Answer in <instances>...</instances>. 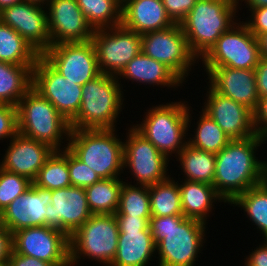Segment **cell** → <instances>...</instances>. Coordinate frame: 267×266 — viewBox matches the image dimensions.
Returning a JSON list of instances; mask_svg holds the SVG:
<instances>
[{
  "mask_svg": "<svg viewBox=\"0 0 267 266\" xmlns=\"http://www.w3.org/2000/svg\"><path fill=\"white\" fill-rule=\"evenodd\" d=\"M266 140L257 134L231 140L216 155L213 186L217 194L230 204L238 195L266 180V160L256 157ZM257 151V152H256Z\"/></svg>",
  "mask_w": 267,
  "mask_h": 266,
  "instance_id": "1",
  "label": "cell"
},
{
  "mask_svg": "<svg viewBox=\"0 0 267 266\" xmlns=\"http://www.w3.org/2000/svg\"><path fill=\"white\" fill-rule=\"evenodd\" d=\"M149 228L158 266H195L205 246L206 223L184 216H160L150 218Z\"/></svg>",
  "mask_w": 267,
  "mask_h": 266,
  "instance_id": "2",
  "label": "cell"
},
{
  "mask_svg": "<svg viewBox=\"0 0 267 266\" xmlns=\"http://www.w3.org/2000/svg\"><path fill=\"white\" fill-rule=\"evenodd\" d=\"M187 102L180 99L152 106L144 112L141 124H131L169 160L173 154L176 158L188 143L193 113Z\"/></svg>",
  "mask_w": 267,
  "mask_h": 266,
  "instance_id": "3",
  "label": "cell"
},
{
  "mask_svg": "<svg viewBox=\"0 0 267 266\" xmlns=\"http://www.w3.org/2000/svg\"><path fill=\"white\" fill-rule=\"evenodd\" d=\"M123 84L117 76L101 73L82 86L81 104L69 121L71 129H116L125 106ZM124 105V106H123Z\"/></svg>",
  "mask_w": 267,
  "mask_h": 266,
  "instance_id": "4",
  "label": "cell"
},
{
  "mask_svg": "<svg viewBox=\"0 0 267 266\" xmlns=\"http://www.w3.org/2000/svg\"><path fill=\"white\" fill-rule=\"evenodd\" d=\"M238 12L234 0H197L180 25L188 47L198 61L239 21L240 18L236 19Z\"/></svg>",
  "mask_w": 267,
  "mask_h": 266,
  "instance_id": "5",
  "label": "cell"
},
{
  "mask_svg": "<svg viewBox=\"0 0 267 266\" xmlns=\"http://www.w3.org/2000/svg\"><path fill=\"white\" fill-rule=\"evenodd\" d=\"M122 140L117 129H71L68 149L101 179L120 178L125 170Z\"/></svg>",
  "mask_w": 267,
  "mask_h": 266,
  "instance_id": "6",
  "label": "cell"
},
{
  "mask_svg": "<svg viewBox=\"0 0 267 266\" xmlns=\"http://www.w3.org/2000/svg\"><path fill=\"white\" fill-rule=\"evenodd\" d=\"M16 107L18 133L46 143L55 150L68 148L71 131L69 121L33 87L19 100Z\"/></svg>",
  "mask_w": 267,
  "mask_h": 266,
  "instance_id": "7",
  "label": "cell"
},
{
  "mask_svg": "<svg viewBox=\"0 0 267 266\" xmlns=\"http://www.w3.org/2000/svg\"><path fill=\"white\" fill-rule=\"evenodd\" d=\"M118 239L119 227L114 214H92L69 236L71 266L78 265L81 258L110 266L117 252Z\"/></svg>",
  "mask_w": 267,
  "mask_h": 266,
  "instance_id": "8",
  "label": "cell"
},
{
  "mask_svg": "<svg viewBox=\"0 0 267 266\" xmlns=\"http://www.w3.org/2000/svg\"><path fill=\"white\" fill-rule=\"evenodd\" d=\"M260 59L258 38L249 31L244 21H239L217 39L200 62L203 67L255 69Z\"/></svg>",
  "mask_w": 267,
  "mask_h": 266,
  "instance_id": "9",
  "label": "cell"
},
{
  "mask_svg": "<svg viewBox=\"0 0 267 266\" xmlns=\"http://www.w3.org/2000/svg\"><path fill=\"white\" fill-rule=\"evenodd\" d=\"M141 52L170 68L183 82L199 63L191 53L180 24L141 35Z\"/></svg>",
  "mask_w": 267,
  "mask_h": 266,
  "instance_id": "10",
  "label": "cell"
},
{
  "mask_svg": "<svg viewBox=\"0 0 267 266\" xmlns=\"http://www.w3.org/2000/svg\"><path fill=\"white\" fill-rule=\"evenodd\" d=\"M123 140L124 169H129L137 185L152 186L168 179L170 160L132 125Z\"/></svg>",
  "mask_w": 267,
  "mask_h": 266,
  "instance_id": "11",
  "label": "cell"
},
{
  "mask_svg": "<svg viewBox=\"0 0 267 266\" xmlns=\"http://www.w3.org/2000/svg\"><path fill=\"white\" fill-rule=\"evenodd\" d=\"M95 47L100 73L118 76L141 52V35L122 24L94 30L91 39Z\"/></svg>",
  "mask_w": 267,
  "mask_h": 266,
  "instance_id": "12",
  "label": "cell"
},
{
  "mask_svg": "<svg viewBox=\"0 0 267 266\" xmlns=\"http://www.w3.org/2000/svg\"><path fill=\"white\" fill-rule=\"evenodd\" d=\"M13 251L53 266H71L69 236L53 227L35 226L14 232Z\"/></svg>",
  "mask_w": 267,
  "mask_h": 266,
  "instance_id": "13",
  "label": "cell"
},
{
  "mask_svg": "<svg viewBox=\"0 0 267 266\" xmlns=\"http://www.w3.org/2000/svg\"><path fill=\"white\" fill-rule=\"evenodd\" d=\"M41 56L64 78L81 86L101 74L91 40L51 45Z\"/></svg>",
  "mask_w": 267,
  "mask_h": 266,
  "instance_id": "14",
  "label": "cell"
},
{
  "mask_svg": "<svg viewBox=\"0 0 267 266\" xmlns=\"http://www.w3.org/2000/svg\"><path fill=\"white\" fill-rule=\"evenodd\" d=\"M32 87L50 101L68 121L78 112L82 86L64 78L42 56L32 69Z\"/></svg>",
  "mask_w": 267,
  "mask_h": 266,
  "instance_id": "15",
  "label": "cell"
},
{
  "mask_svg": "<svg viewBox=\"0 0 267 266\" xmlns=\"http://www.w3.org/2000/svg\"><path fill=\"white\" fill-rule=\"evenodd\" d=\"M51 198L46 207L45 226L71 236L92 216L84 188L70 186L52 190Z\"/></svg>",
  "mask_w": 267,
  "mask_h": 266,
  "instance_id": "16",
  "label": "cell"
},
{
  "mask_svg": "<svg viewBox=\"0 0 267 266\" xmlns=\"http://www.w3.org/2000/svg\"><path fill=\"white\" fill-rule=\"evenodd\" d=\"M202 110L230 137L245 139L256 135L254 113L243 104L216 92L210 85Z\"/></svg>",
  "mask_w": 267,
  "mask_h": 266,
  "instance_id": "17",
  "label": "cell"
},
{
  "mask_svg": "<svg viewBox=\"0 0 267 266\" xmlns=\"http://www.w3.org/2000/svg\"><path fill=\"white\" fill-rule=\"evenodd\" d=\"M0 21L19 33L41 55L52 45L44 6L22 1L2 9Z\"/></svg>",
  "mask_w": 267,
  "mask_h": 266,
  "instance_id": "18",
  "label": "cell"
},
{
  "mask_svg": "<svg viewBox=\"0 0 267 266\" xmlns=\"http://www.w3.org/2000/svg\"><path fill=\"white\" fill-rule=\"evenodd\" d=\"M46 9L52 45L92 39L94 30L76 0H49Z\"/></svg>",
  "mask_w": 267,
  "mask_h": 266,
  "instance_id": "19",
  "label": "cell"
},
{
  "mask_svg": "<svg viewBox=\"0 0 267 266\" xmlns=\"http://www.w3.org/2000/svg\"><path fill=\"white\" fill-rule=\"evenodd\" d=\"M208 84L218 93L243 104L253 113L259 105L255 69H233L230 67H203Z\"/></svg>",
  "mask_w": 267,
  "mask_h": 266,
  "instance_id": "20",
  "label": "cell"
},
{
  "mask_svg": "<svg viewBox=\"0 0 267 266\" xmlns=\"http://www.w3.org/2000/svg\"><path fill=\"white\" fill-rule=\"evenodd\" d=\"M52 191L36 186L31 187L11 202L0 213V224L12 233L28 227L44 226L46 207L51 203Z\"/></svg>",
  "mask_w": 267,
  "mask_h": 266,
  "instance_id": "21",
  "label": "cell"
},
{
  "mask_svg": "<svg viewBox=\"0 0 267 266\" xmlns=\"http://www.w3.org/2000/svg\"><path fill=\"white\" fill-rule=\"evenodd\" d=\"M7 144L0 168L27 177L32 182L55 151L50 145L17 133Z\"/></svg>",
  "mask_w": 267,
  "mask_h": 266,
  "instance_id": "22",
  "label": "cell"
},
{
  "mask_svg": "<svg viewBox=\"0 0 267 266\" xmlns=\"http://www.w3.org/2000/svg\"><path fill=\"white\" fill-rule=\"evenodd\" d=\"M121 24L140 35L174 25L162 0H127L121 8Z\"/></svg>",
  "mask_w": 267,
  "mask_h": 266,
  "instance_id": "23",
  "label": "cell"
},
{
  "mask_svg": "<svg viewBox=\"0 0 267 266\" xmlns=\"http://www.w3.org/2000/svg\"><path fill=\"white\" fill-rule=\"evenodd\" d=\"M126 79L132 83L152 85V87L178 88L183 85V81L166 65L150 58L140 52L129 63L126 64L121 73L117 76L120 80ZM164 86V87H163Z\"/></svg>",
  "mask_w": 267,
  "mask_h": 266,
  "instance_id": "24",
  "label": "cell"
},
{
  "mask_svg": "<svg viewBox=\"0 0 267 266\" xmlns=\"http://www.w3.org/2000/svg\"><path fill=\"white\" fill-rule=\"evenodd\" d=\"M155 254L150 230H119L117 252L110 266H147Z\"/></svg>",
  "mask_w": 267,
  "mask_h": 266,
  "instance_id": "25",
  "label": "cell"
},
{
  "mask_svg": "<svg viewBox=\"0 0 267 266\" xmlns=\"http://www.w3.org/2000/svg\"><path fill=\"white\" fill-rule=\"evenodd\" d=\"M181 195V205L183 216L193 218L207 223V217L212 213L218 201L224 200L217 194L215 188L211 184L200 183L195 181L182 180L178 181Z\"/></svg>",
  "mask_w": 267,
  "mask_h": 266,
  "instance_id": "26",
  "label": "cell"
},
{
  "mask_svg": "<svg viewBox=\"0 0 267 266\" xmlns=\"http://www.w3.org/2000/svg\"><path fill=\"white\" fill-rule=\"evenodd\" d=\"M176 161L184 173V180L213 185L216 155L186 144L179 152Z\"/></svg>",
  "mask_w": 267,
  "mask_h": 266,
  "instance_id": "27",
  "label": "cell"
},
{
  "mask_svg": "<svg viewBox=\"0 0 267 266\" xmlns=\"http://www.w3.org/2000/svg\"><path fill=\"white\" fill-rule=\"evenodd\" d=\"M35 65H14L0 61V100L17 106L32 87V69Z\"/></svg>",
  "mask_w": 267,
  "mask_h": 266,
  "instance_id": "28",
  "label": "cell"
},
{
  "mask_svg": "<svg viewBox=\"0 0 267 266\" xmlns=\"http://www.w3.org/2000/svg\"><path fill=\"white\" fill-rule=\"evenodd\" d=\"M41 54L19 33L0 21V61L14 65H36Z\"/></svg>",
  "mask_w": 267,
  "mask_h": 266,
  "instance_id": "29",
  "label": "cell"
},
{
  "mask_svg": "<svg viewBox=\"0 0 267 266\" xmlns=\"http://www.w3.org/2000/svg\"><path fill=\"white\" fill-rule=\"evenodd\" d=\"M124 179H101L84 188L87 204L92 214H115L119 206Z\"/></svg>",
  "mask_w": 267,
  "mask_h": 266,
  "instance_id": "30",
  "label": "cell"
},
{
  "mask_svg": "<svg viewBox=\"0 0 267 266\" xmlns=\"http://www.w3.org/2000/svg\"><path fill=\"white\" fill-rule=\"evenodd\" d=\"M229 205L243 209L262 238L267 239V179L238 195Z\"/></svg>",
  "mask_w": 267,
  "mask_h": 266,
  "instance_id": "31",
  "label": "cell"
},
{
  "mask_svg": "<svg viewBox=\"0 0 267 266\" xmlns=\"http://www.w3.org/2000/svg\"><path fill=\"white\" fill-rule=\"evenodd\" d=\"M151 217L183 216L178 180L171 177L148 187Z\"/></svg>",
  "mask_w": 267,
  "mask_h": 266,
  "instance_id": "32",
  "label": "cell"
},
{
  "mask_svg": "<svg viewBox=\"0 0 267 266\" xmlns=\"http://www.w3.org/2000/svg\"><path fill=\"white\" fill-rule=\"evenodd\" d=\"M199 114L194 135L191 134V137L187 138L188 144L194 148L217 154L231 139L203 110Z\"/></svg>",
  "mask_w": 267,
  "mask_h": 266,
  "instance_id": "33",
  "label": "cell"
},
{
  "mask_svg": "<svg viewBox=\"0 0 267 266\" xmlns=\"http://www.w3.org/2000/svg\"><path fill=\"white\" fill-rule=\"evenodd\" d=\"M76 2L93 30L121 24L122 5L117 0H76Z\"/></svg>",
  "mask_w": 267,
  "mask_h": 266,
  "instance_id": "34",
  "label": "cell"
},
{
  "mask_svg": "<svg viewBox=\"0 0 267 266\" xmlns=\"http://www.w3.org/2000/svg\"><path fill=\"white\" fill-rule=\"evenodd\" d=\"M33 183L51 191L71 186L67 165V148L55 150L52 153L39 170Z\"/></svg>",
  "mask_w": 267,
  "mask_h": 266,
  "instance_id": "35",
  "label": "cell"
},
{
  "mask_svg": "<svg viewBox=\"0 0 267 266\" xmlns=\"http://www.w3.org/2000/svg\"><path fill=\"white\" fill-rule=\"evenodd\" d=\"M115 216L151 217L148 186L123 182Z\"/></svg>",
  "mask_w": 267,
  "mask_h": 266,
  "instance_id": "36",
  "label": "cell"
},
{
  "mask_svg": "<svg viewBox=\"0 0 267 266\" xmlns=\"http://www.w3.org/2000/svg\"><path fill=\"white\" fill-rule=\"evenodd\" d=\"M27 177L0 168V213L31 187Z\"/></svg>",
  "mask_w": 267,
  "mask_h": 266,
  "instance_id": "37",
  "label": "cell"
},
{
  "mask_svg": "<svg viewBox=\"0 0 267 266\" xmlns=\"http://www.w3.org/2000/svg\"><path fill=\"white\" fill-rule=\"evenodd\" d=\"M67 165L71 186L86 188L101 180L91 168L81 162L68 148Z\"/></svg>",
  "mask_w": 267,
  "mask_h": 266,
  "instance_id": "38",
  "label": "cell"
},
{
  "mask_svg": "<svg viewBox=\"0 0 267 266\" xmlns=\"http://www.w3.org/2000/svg\"><path fill=\"white\" fill-rule=\"evenodd\" d=\"M17 133V107L11 104L0 106V140L10 141Z\"/></svg>",
  "mask_w": 267,
  "mask_h": 266,
  "instance_id": "39",
  "label": "cell"
},
{
  "mask_svg": "<svg viewBox=\"0 0 267 266\" xmlns=\"http://www.w3.org/2000/svg\"><path fill=\"white\" fill-rule=\"evenodd\" d=\"M196 2L197 0H162L166 13L174 24H180Z\"/></svg>",
  "mask_w": 267,
  "mask_h": 266,
  "instance_id": "40",
  "label": "cell"
},
{
  "mask_svg": "<svg viewBox=\"0 0 267 266\" xmlns=\"http://www.w3.org/2000/svg\"><path fill=\"white\" fill-rule=\"evenodd\" d=\"M251 14L244 22L249 31L258 38L260 35H263L267 32V6L266 7H258V8H250L248 9Z\"/></svg>",
  "mask_w": 267,
  "mask_h": 266,
  "instance_id": "41",
  "label": "cell"
},
{
  "mask_svg": "<svg viewBox=\"0 0 267 266\" xmlns=\"http://www.w3.org/2000/svg\"><path fill=\"white\" fill-rule=\"evenodd\" d=\"M119 230H150L151 217L140 216H115Z\"/></svg>",
  "mask_w": 267,
  "mask_h": 266,
  "instance_id": "42",
  "label": "cell"
},
{
  "mask_svg": "<svg viewBox=\"0 0 267 266\" xmlns=\"http://www.w3.org/2000/svg\"><path fill=\"white\" fill-rule=\"evenodd\" d=\"M254 127L256 134L267 141V98L260 99L254 112Z\"/></svg>",
  "mask_w": 267,
  "mask_h": 266,
  "instance_id": "43",
  "label": "cell"
},
{
  "mask_svg": "<svg viewBox=\"0 0 267 266\" xmlns=\"http://www.w3.org/2000/svg\"><path fill=\"white\" fill-rule=\"evenodd\" d=\"M255 79L259 98H267V58L261 57L256 65Z\"/></svg>",
  "mask_w": 267,
  "mask_h": 266,
  "instance_id": "44",
  "label": "cell"
},
{
  "mask_svg": "<svg viewBox=\"0 0 267 266\" xmlns=\"http://www.w3.org/2000/svg\"><path fill=\"white\" fill-rule=\"evenodd\" d=\"M244 259V266H267V239H264L254 250L252 249Z\"/></svg>",
  "mask_w": 267,
  "mask_h": 266,
  "instance_id": "45",
  "label": "cell"
},
{
  "mask_svg": "<svg viewBox=\"0 0 267 266\" xmlns=\"http://www.w3.org/2000/svg\"><path fill=\"white\" fill-rule=\"evenodd\" d=\"M13 251V233L0 224V261H8Z\"/></svg>",
  "mask_w": 267,
  "mask_h": 266,
  "instance_id": "46",
  "label": "cell"
},
{
  "mask_svg": "<svg viewBox=\"0 0 267 266\" xmlns=\"http://www.w3.org/2000/svg\"><path fill=\"white\" fill-rule=\"evenodd\" d=\"M8 266H53L52 264L31 256L17 254L12 251L8 260Z\"/></svg>",
  "mask_w": 267,
  "mask_h": 266,
  "instance_id": "47",
  "label": "cell"
},
{
  "mask_svg": "<svg viewBox=\"0 0 267 266\" xmlns=\"http://www.w3.org/2000/svg\"><path fill=\"white\" fill-rule=\"evenodd\" d=\"M237 9L240 8L242 5L241 3L244 2L246 4V8H258V7H266L267 6V0H234ZM241 2V3H240Z\"/></svg>",
  "mask_w": 267,
  "mask_h": 266,
  "instance_id": "48",
  "label": "cell"
},
{
  "mask_svg": "<svg viewBox=\"0 0 267 266\" xmlns=\"http://www.w3.org/2000/svg\"><path fill=\"white\" fill-rule=\"evenodd\" d=\"M261 57L267 58V32L258 37Z\"/></svg>",
  "mask_w": 267,
  "mask_h": 266,
  "instance_id": "49",
  "label": "cell"
},
{
  "mask_svg": "<svg viewBox=\"0 0 267 266\" xmlns=\"http://www.w3.org/2000/svg\"><path fill=\"white\" fill-rule=\"evenodd\" d=\"M23 0H0V11L5 7L12 6L14 4L20 3Z\"/></svg>",
  "mask_w": 267,
  "mask_h": 266,
  "instance_id": "50",
  "label": "cell"
},
{
  "mask_svg": "<svg viewBox=\"0 0 267 266\" xmlns=\"http://www.w3.org/2000/svg\"><path fill=\"white\" fill-rule=\"evenodd\" d=\"M23 1H26V2H29V3H34V4H38V5H41V6H44L45 7L47 6L49 0H23Z\"/></svg>",
  "mask_w": 267,
  "mask_h": 266,
  "instance_id": "51",
  "label": "cell"
},
{
  "mask_svg": "<svg viewBox=\"0 0 267 266\" xmlns=\"http://www.w3.org/2000/svg\"><path fill=\"white\" fill-rule=\"evenodd\" d=\"M0 266H8V261H0Z\"/></svg>",
  "mask_w": 267,
  "mask_h": 266,
  "instance_id": "52",
  "label": "cell"
},
{
  "mask_svg": "<svg viewBox=\"0 0 267 266\" xmlns=\"http://www.w3.org/2000/svg\"><path fill=\"white\" fill-rule=\"evenodd\" d=\"M121 5H123L127 0H117Z\"/></svg>",
  "mask_w": 267,
  "mask_h": 266,
  "instance_id": "53",
  "label": "cell"
},
{
  "mask_svg": "<svg viewBox=\"0 0 267 266\" xmlns=\"http://www.w3.org/2000/svg\"><path fill=\"white\" fill-rule=\"evenodd\" d=\"M4 105V103L0 100V106Z\"/></svg>",
  "mask_w": 267,
  "mask_h": 266,
  "instance_id": "54",
  "label": "cell"
}]
</instances>
